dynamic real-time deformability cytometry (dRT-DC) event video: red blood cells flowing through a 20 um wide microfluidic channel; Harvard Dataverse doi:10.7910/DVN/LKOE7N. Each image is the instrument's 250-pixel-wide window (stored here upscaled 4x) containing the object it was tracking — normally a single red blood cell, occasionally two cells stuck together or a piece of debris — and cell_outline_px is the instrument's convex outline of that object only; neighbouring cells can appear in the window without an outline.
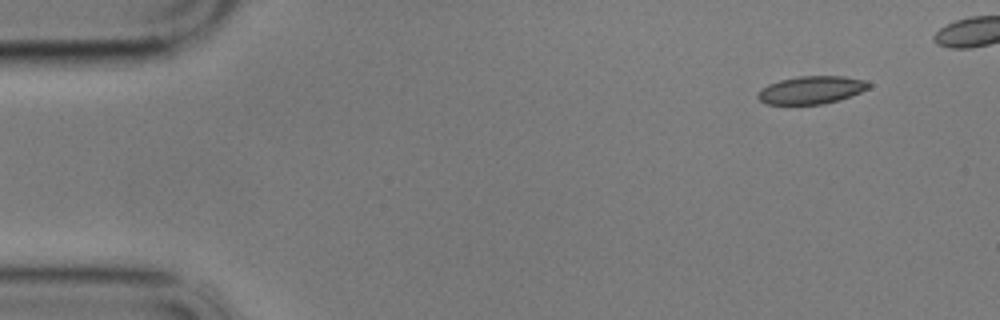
{"species": "common noctule bat (a hibernating species)", "species_latin": "Nyctalus noctula", "temperature_condition": "cold", "stored_images_in_passage": 48, "camera_frame_rate_fps": 3000, "um_per_image_px": 0.085, "animal": {"sex": "male", "body_mass_g": 17.9}, "frame": {"image": 1, "passage_image": 1, "time_ms": 0.0, "image_size_px": [1000, 320], "cell_outline_px": [[872, 84], [868, 88], [860, 92], [836, 100], [820, 104], [764, 104], [756, 96], [760, 88], [768, 84], [780, 80], [800, 76], [844, 76], [864, 80]], "centroid_in_image_um": [68.91, 7.64], "position_along_channel_um": 16.1, "area_um2": 17.8}}
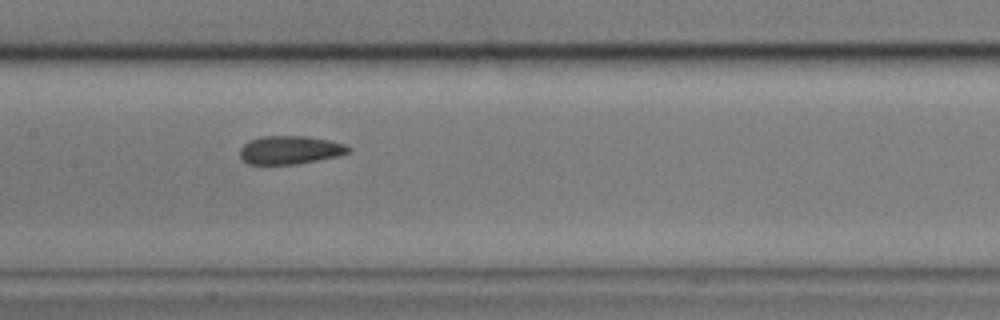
{"frame": {"image": 2, "passage_image": 24, "time_ms": 7.667, "image_size_px": [1000, 320], "cell_outline_px": [[352, 148], [348, 152], [336, 156], [296, 164], [248, 164], [240, 160], [240, 148], [244, 144], [252, 140], [264, 136], [304, 136], [332, 140], [344, 144]], "centroid_in_image_um": [24.63, 12.75], "position_along_channel_um": 182.8, "area_um2": 17.8}}
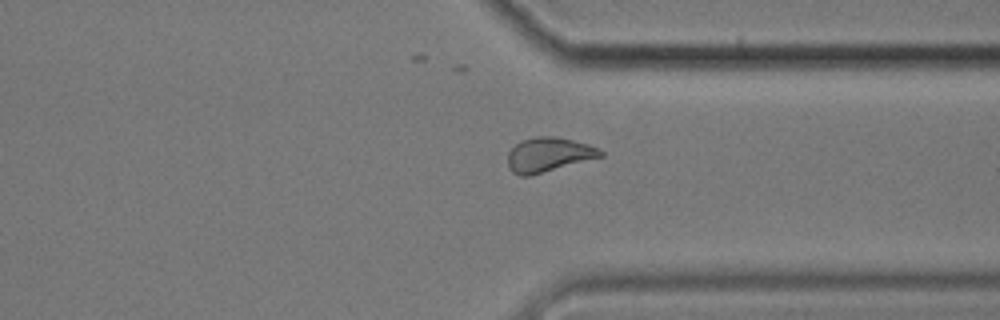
{"frame": {"image": 3, "passage_image": 40, "time_ms": 13.0, "image_size_px": [1000, 320], "cell_outline_px": [[604, 156], [528, 176], [520, 176], [512, 172], [508, 168], [508, 152], [520, 140], [536, 136], [556, 136], [588, 144], [604, 152]], "centroid_in_image_um": [46.6, 13.14], "position_along_channel_um": 364.8, "area_um2": 18.55}, "authors_computed_cell_mechanics": {"area_um2": 18.6983, "velocity_mm_per_s": 3.4204, "shape_relaxation_time_tau1_ms": 7.9721, "shape_relaxation_time_tau2_ms": 3.4053, "deformation_change_tau1": 0.1112, "deformation_change_tau2": 0.0843}}